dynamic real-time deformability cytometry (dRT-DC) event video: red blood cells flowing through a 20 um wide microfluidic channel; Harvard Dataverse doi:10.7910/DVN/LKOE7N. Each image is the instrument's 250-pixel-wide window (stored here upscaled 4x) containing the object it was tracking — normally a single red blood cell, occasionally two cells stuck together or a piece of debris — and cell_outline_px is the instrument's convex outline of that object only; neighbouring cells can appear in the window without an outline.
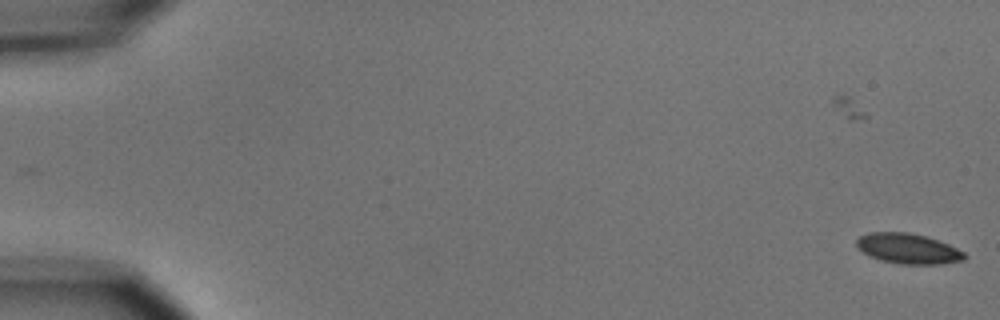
{"species": "common noctule bat (a hibernating species)", "species_latin": "Nyctalus noctula", "temperature_condition": "cold", "stored_images_in_passage": 6, "camera_frame_rate_fps": 3000, "um_per_image_px": 0.085, "animal": {"sex": "male", "body_mass_g": 15.6}, "frame": {"image": 1, "passage_image": 2, "time_ms": 1.0, "image_size_px": [1000, 320], "cell_outline_px": [[968, 256], [964, 260], [940, 264], [900, 264], [880, 260], [864, 252], [856, 244], [856, 240], [860, 236], [868, 232], [908, 232], [924, 236], [948, 244], [964, 252]], "centroid_in_image_um": [77.2, 21.13], "position_along_channel_um": 7.8, "area_um2": 18.84}}
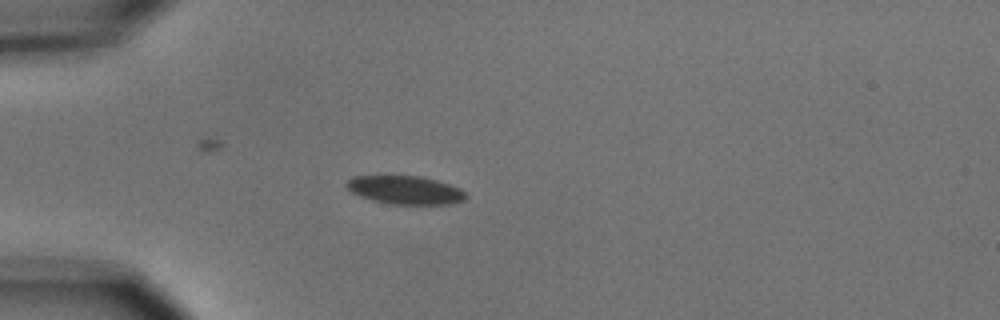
{"frame": {"image": 2, "passage_image": 6, "time_ms": 6.0, "image_size_px": [1000, 320], "cell_outline_px": [[468, 196], [464, 200], [452, 204], [392, 204], [372, 200], [360, 196], [352, 192], [344, 184], [352, 176], [420, 176], [436, 180], [460, 188]], "centroid_in_image_um": [34.45, 16.15], "position_along_channel_um": 50.6, "area_um2": 19.65}}